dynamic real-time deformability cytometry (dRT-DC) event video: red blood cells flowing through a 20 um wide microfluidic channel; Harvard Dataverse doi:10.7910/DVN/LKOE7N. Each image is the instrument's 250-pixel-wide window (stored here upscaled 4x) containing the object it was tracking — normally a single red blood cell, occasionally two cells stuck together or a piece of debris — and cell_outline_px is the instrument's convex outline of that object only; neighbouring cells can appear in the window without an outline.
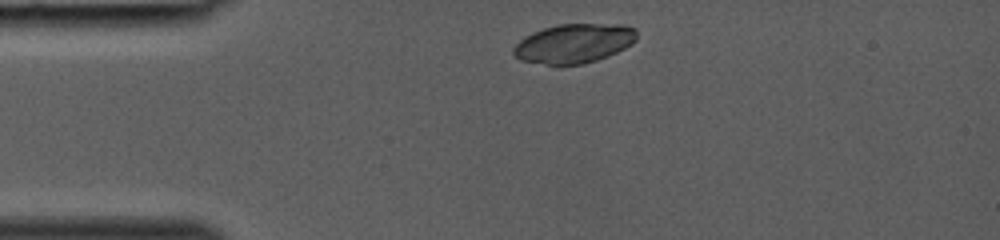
{"species": "common noctule bat (a hibernating species)", "species_latin": "Nyctalus noctula", "temperature_condition": "room temperature", "stored_images_in_passage": 27, "camera_frame_rate_fps": 3000, "um_per_image_px": 0.085, "animal": {"sex": "female", "body_mass_g": 19.0, "forearm_length_mm": 53.3}, "frame": {"image": 1, "passage_image": 1, "time_ms": 0.0, "image_size_px": [1000, 240], "cell_outline_px": [[636, 40], [632, 44], [616, 52], [596, 60], [584, 64], [548, 64], [520, 60], [512, 52], [512, 48], [524, 36], [532, 32], [544, 28], [560, 24], [624, 24], [636, 28]], "centroid_in_image_um": [48.79, 3.67], "position_along_channel_um": 36.2, "area_um2": 28.09}}
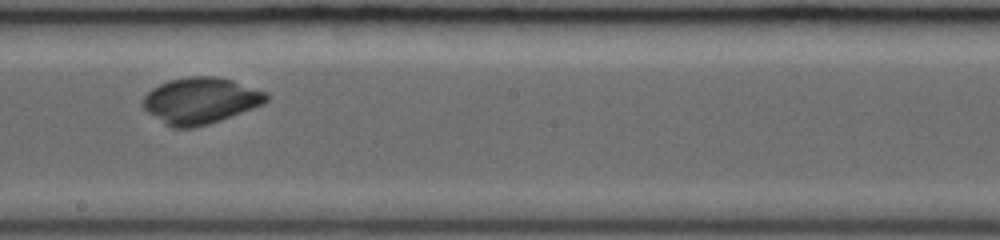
{"frame": {"image": 2, "passage_image": 15, "time_ms": 4.667, "image_size_px": [1000, 240], "cell_outline_px": [[268, 100], [264, 104], [220, 120], [208, 124], [192, 128], [172, 128], [164, 124], [148, 112], [144, 108], [144, 96], [152, 88], [168, 80], [188, 76], [216, 76], [232, 80], [268, 92]], "centroid_in_image_um": [17.06, 8.55], "position_along_channel_um": 231.1, "area_um2": 33.23}}
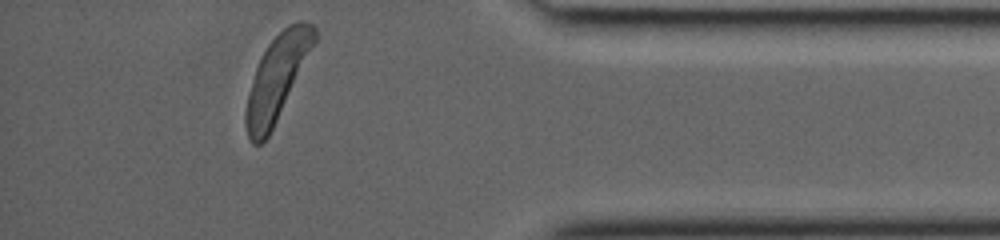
{"frame": {"image": 3, "passage_image": 27, "time_ms": 8.667, "image_size_px": [1000, 240], "cell_outline_px": [[316, 40], [268, 136], [260, 144], [252, 144], [248, 136], [244, 124], [244, 112], [248, 92], [260, 56], [268, 44], [288, 24], [296, 20], [304, 20], [312, 24], [316, 28]], "centroid_in_image_um": [23.51, 6.59], "position_along_channel_um": 411.7, "area_um2": 33.12}}